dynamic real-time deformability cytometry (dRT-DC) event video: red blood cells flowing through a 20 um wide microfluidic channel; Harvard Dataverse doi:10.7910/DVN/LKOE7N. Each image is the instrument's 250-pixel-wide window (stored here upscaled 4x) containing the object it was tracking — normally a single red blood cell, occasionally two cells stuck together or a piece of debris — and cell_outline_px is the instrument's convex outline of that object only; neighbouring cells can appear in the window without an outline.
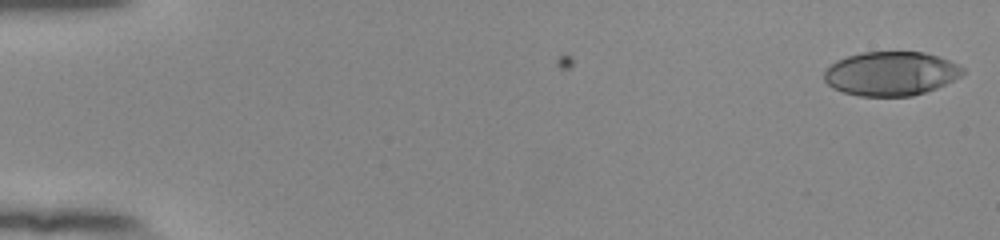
{"species": "human", "species_latin": "Homo sapiens", "temperature_condition": "room temperature", "stored_images_in_passage": 53, "camera_frame_rate_fps": 3000, "um_per_image_px": 0.085, "donor": {"sex": "female"}, "frame": {"image": 1, "passage_image": 1, "time_ms": 0.0, "image_size_px": [1000, 240], "cell_outline_px": [[964, 72], [960, 76], [936, 88], [912, 96], [860, 96], [844, 92], [832, 88], [824, 80], [824, 72], [836, 60], [848, 56], [864, 52], [924, 52], [948, 60], [964, 68]], "centroid_in_image_um": [75.7, 6.26], "position_along_channel_um": 9.3, "area_um2": 35.26}}
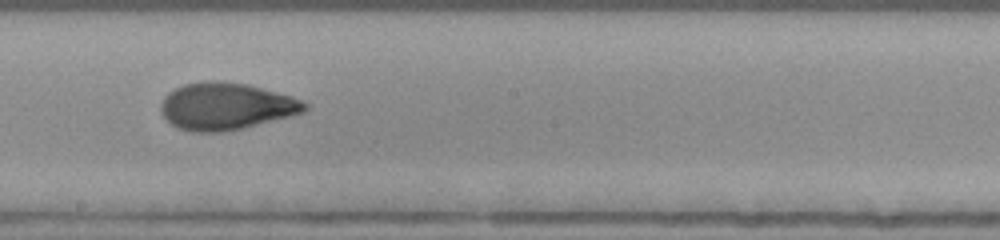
{"frame": {"image": 2, "passage_image": 31, "time_ms": 10.0, "image_size_px": [1000, 240], "cell_outline_px": [[308, 108], [304, 112], [244, 128], [220, 132], [192, 132], [176, 128], [160, 112], [160, 104], [164, 96], [168, 92], [184, 84], [204, 80], [220, 80], [248, 84], [292, 96], [308, 104]], "centroid_in_image_um": [19.18, 9.02], "position_along_channel_um": 229.0, "area_um2": 39.71}}
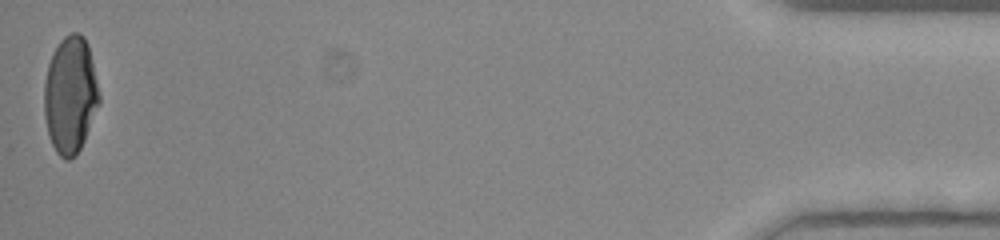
{"frame": {"image": 3, "passage_image": 53, "time_ms": 17.333, "image_size_px": [1000, 240], "cell_outline_px": [[100, 100], [84, 140], [76, 156], [68, 160], [64, 160], [56, 152], [52, 144], [48, 132], [44, 116], [44, 84], [48, 64], [60, 40], [64, 36], [72, 32], [80, 32], [84, 36], [88, 44], [100, 96]], "centroid_in_image_um": [5.97, 8.07], "position_along_channel_um": 429.2, "area_um2": 37.28}, "authors_computed_cell_mechanics": {"area_um2": 37.7434, "velocity_mm_per_s": 3.9045, "shape_relaxation_time_tau1_ms": 4.8435, "shape_relaxation_time_tau2_ms": 1.1348, "deformation_change_tau1": 0.2054, "deformation_change_tau2": 0.0647}}